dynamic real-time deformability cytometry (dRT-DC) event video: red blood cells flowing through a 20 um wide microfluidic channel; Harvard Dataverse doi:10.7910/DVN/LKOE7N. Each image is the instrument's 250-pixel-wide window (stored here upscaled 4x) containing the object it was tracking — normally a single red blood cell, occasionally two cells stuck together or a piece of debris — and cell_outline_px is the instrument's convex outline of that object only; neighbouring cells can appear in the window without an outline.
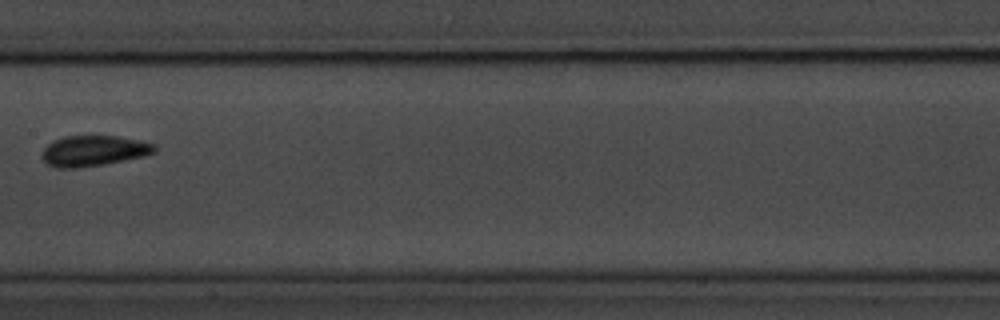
{"species": "common noctule bat (a hibernating species)", "species_latin": "Nyctalus noctula", "temperature_condition": "room temperature", "stored_images_in_passage": 9, "camera_frame_rate_fps": 3000, "um_per_image_px": 0.085, "animal": {"sex": "male", "body_mass_g": 20.1, "forearm_length_mm": 53.5}, "frame": {"image": 1, "passage_image": 9, "time_ms": 10.0, "image_size_px": [1000, 320], "cell_outline_px": [[156, 152], [144, 156], [104, 164], [80, 168], [56, 168], [48, 164], [40, 156], [44, 148], [52, 140], [64, 136], [116, 136], [156, 144]], "centroid_in_image_um": [7.93, 12.82], "position_along_channel_um": 199.5, "area_um2": 20.11}}